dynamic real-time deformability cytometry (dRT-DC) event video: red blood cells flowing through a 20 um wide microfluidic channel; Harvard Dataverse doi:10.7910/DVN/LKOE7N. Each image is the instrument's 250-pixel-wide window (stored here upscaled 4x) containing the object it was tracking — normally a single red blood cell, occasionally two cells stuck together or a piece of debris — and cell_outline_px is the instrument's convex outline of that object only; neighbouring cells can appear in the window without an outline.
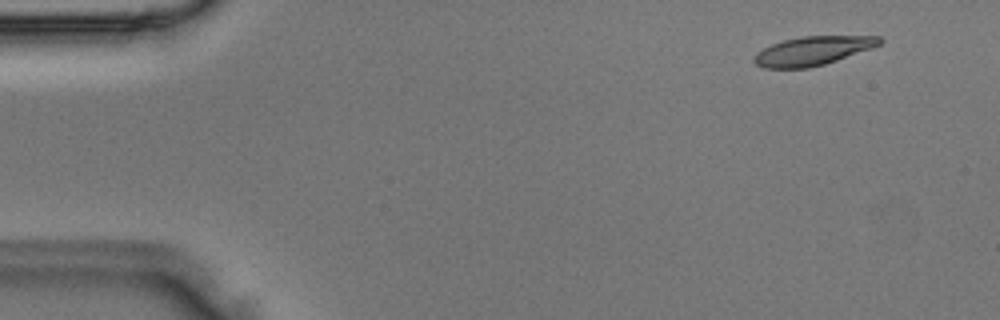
{"species": "Egyptian fruit bat (a non-hibernating species)", "species_latin": "Rousettus aegyptiacus", "temperature_condition": "room temperature", "stored_images_in_passage": 5, "camera_frame_rate_fps": 3000, "um_per_image_px": 0.085, "animal": {"sex": "male"}, "frame": {"image": 1, "passage_image": 2, "time_ms": 0.333, "image_size_px": [1000, 320], "cell_outline_px": [[884, 40], [880, 44], [872, 48], [824, 64], [808, 68], [764, 68], [756, 64], [752, 60], [756, 52], [772, 44], [784, 40], [804, 36], [880, 36]], "centroid_in_image_um": [69.07, 4.32], "position_along_channel_um": 15.9, "area_um2": 20.98}}